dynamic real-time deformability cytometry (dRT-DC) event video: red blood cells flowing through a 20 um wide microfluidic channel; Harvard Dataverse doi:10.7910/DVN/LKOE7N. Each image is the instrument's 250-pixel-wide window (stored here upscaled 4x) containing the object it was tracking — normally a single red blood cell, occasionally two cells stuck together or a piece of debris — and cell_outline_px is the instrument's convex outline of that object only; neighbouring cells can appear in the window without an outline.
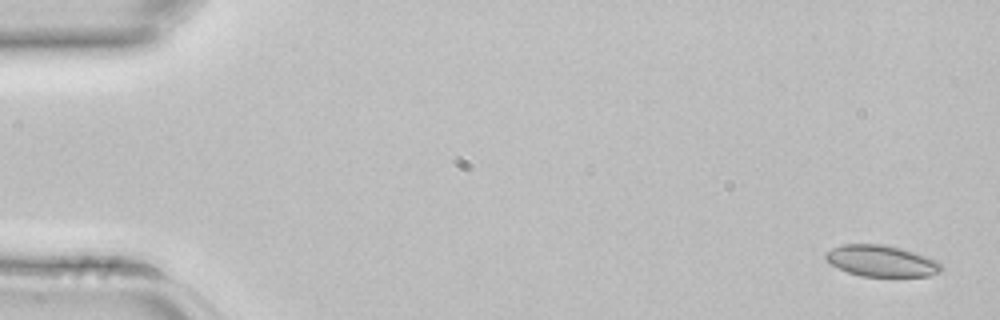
{"species": "common noctule bat (a hibernating species)", "species_latin": "Nyctalus noctula", "temperature_condition": "room temperature", "stored_images_in_passage": 5, "segment_of_instrument_passage": [1, 2], "camera_frame_rate_fps": 3000, "um_per_image_px": 0.085, "animal": {"sex": "female", "body_mass_g": 22.7, "forearm_length_mm": 54.2}, "frame": {"image": 1, "passage_image": 1, "time_ms": 0.0, "image_size_px": [1000, 320], "cell_outline_px": [[944, 268], [940, 272], [928, 276], [860, 276], [848, 272], [824, 260], [824, 252], [832, 248], [844, 244], [880, 244], [900, 248], [916, 252], [928, 256], [936, 260]], "centroid_in_image_um": [74.92, 22.17], "position_along_channel_um": 10.1, "area_um2": 21.15}}